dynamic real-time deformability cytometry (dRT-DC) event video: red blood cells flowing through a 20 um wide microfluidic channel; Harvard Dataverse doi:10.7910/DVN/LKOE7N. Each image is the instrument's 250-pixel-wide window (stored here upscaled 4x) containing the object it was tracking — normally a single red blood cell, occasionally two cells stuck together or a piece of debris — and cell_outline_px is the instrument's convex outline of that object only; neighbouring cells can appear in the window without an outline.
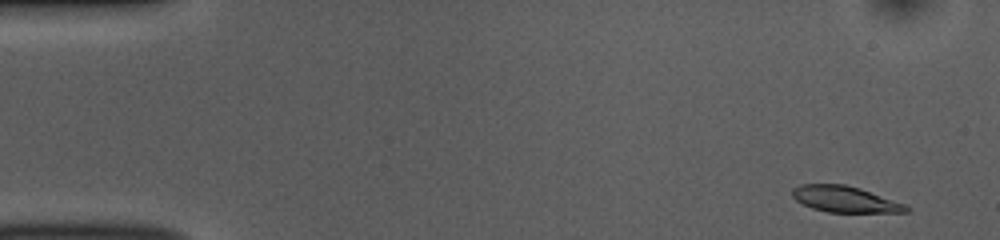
{"species": "common noctule bat (a hibernating species)", "species_latin": "Nyctalus noctula", "temperature_condition": "room temperature", "stored_images_in_passage": 51, "camera_frame_rate_fps": 3000, "um_per_image_px": 0.085, "animal": {"sex": "female", "body_mass_g": 10.0, "forearm_length_mm": 53.1}, "frame": {"image": 1, "passage_image": 2, "time_ms": 0.333, "image_size_px": [1000, 240], "cell_outline_px": [[912, 208], [908, 212], [828, 212], [812, 208], [796, 200], [792, 196], [792, 188], [800, 184], [844, 184], [860, 188], [904, 204]], "centroid_in_image_um": [71.8, 16.93], "position_along_channel_um": 13.2, "area_um2": 17.22}}
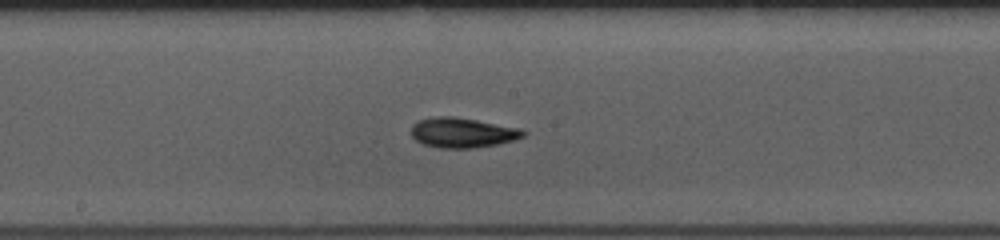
{"frame": {"image": 2, "passage_image": 26, "time_ms": 8.333, "image_size_px": [1000, 240], "cell_outline_px": [[528, 132], [524, 136], [512, 140], [496, 144], [472, 148], [440, 148], [424, 144], [416, 140], [412, 136], [412, 124], [420, 120], [440, 116], [452, 116], [476, 120], [520, 128]], "centroid_in_image_um": [39.31, 11.28], "position_along_channel_um": 208.9, "area_um2": 19.31}}
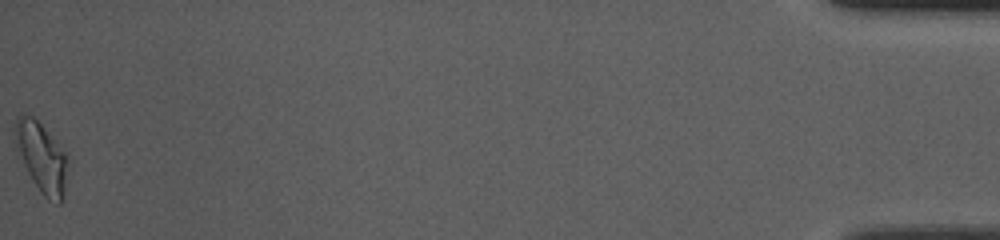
{"frame": {"image": 3, "passage_image": 51, "time_ms": 16.667, "image_size_px": [1000, 240], "cell_outline_px": [[68, 164], [64, 196], [60, 204], [56, 204], [48, 200], [40, 192], [32, 180], [24, 164], [20, 152], [16, 136], [16, 116], [20, 112], [32, 116], [68, 152]], "centroid_in_image_um": [3.61, 13.41], "position_along_channel_um": 431.6, "area_um2": 21.27}, "authors_computed_cell_mechanics": {"area_um2": 18.2648, "velocity_mm_per_s": 3.8485, "shape_relaxation_time_tau1_ms": 4.2039, "shape_relaxation_time_tau2_ms": 5.7136, "deformation_change_tau1": 0.1667, "deformation_change_tau2": 0.1319}}